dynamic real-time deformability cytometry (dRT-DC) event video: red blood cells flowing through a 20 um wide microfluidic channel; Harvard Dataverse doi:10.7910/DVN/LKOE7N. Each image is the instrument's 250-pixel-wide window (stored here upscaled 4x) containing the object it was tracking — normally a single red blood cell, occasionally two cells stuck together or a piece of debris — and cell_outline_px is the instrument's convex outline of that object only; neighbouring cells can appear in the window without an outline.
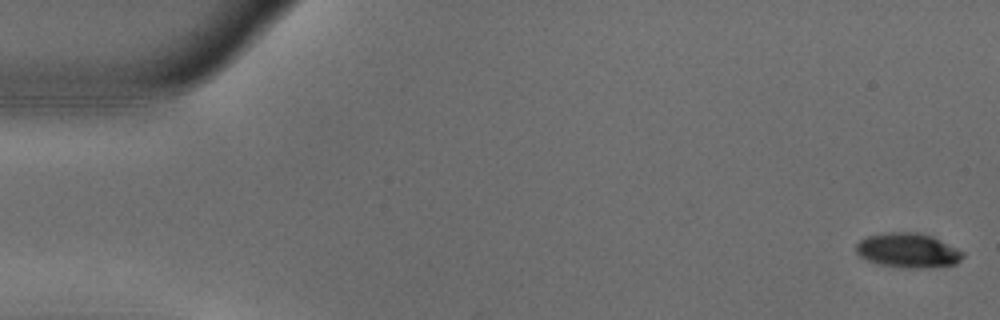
{"species": "common noctule bat (a hibernating species)", "species_latin": "Nyctalus noctula", "temperature_condition": "warm", "stored_images_in_passage": 15, "camera_frame_rate_fps": 3000, "um_per_image_px": 0.085, "animal": {"sex": "male", "body_mass_g": 18.8}, "frame": {"image": 1, "passage_image": 1, "time_ms": 0.0, "image_size_px": [1000, 320], "cell_outline_px": [[964, 256], [956, 264], [920, 268], [904, 268], [880, 264], [868, 260], [860, 256], [856, 252], [856, 244], [860, 240], [868, 236], [892, 232], [916, 232], [932, 236], [964, 252]], "centroid_in_image_um": [77.18, 21.29], "position_along_channel_um": 7.8, "area_um2": 21.27}}